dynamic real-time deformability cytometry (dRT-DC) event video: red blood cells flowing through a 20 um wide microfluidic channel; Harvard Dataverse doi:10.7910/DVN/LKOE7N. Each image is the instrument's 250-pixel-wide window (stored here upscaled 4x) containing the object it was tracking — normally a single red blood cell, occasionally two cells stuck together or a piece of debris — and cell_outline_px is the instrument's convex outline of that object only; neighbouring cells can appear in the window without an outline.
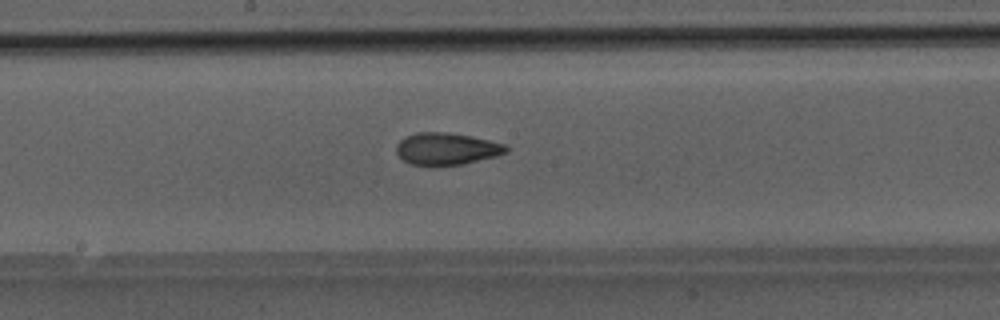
{"species": "Egyptian fruit bat (a non-hibernating species)", "species_latin": "Rousettus aegyptiacus", "temperature_condition": "room temperature", "stored_images_in_passage": 38, "segment_of_instrument_passage": [1, 2], "camera_frame_rate_fps": 3000, "um_per_image_px": 0.085, "animal": {"sex": "male"}, "frame": {"image": 1, "passage_image": 15, "time_ms": 4.667, "image_size_px": [1000, 320], "cell_outline_px": [[508, 152], [496, 156], [464, 164], [412, 164], [404, 160], [396, 152], [396, 144], [404, 136], [416, 132], [448, 132], [472, 136], [504, 144], [508, 148]], "centroid_in_image_um": [37.96, 12.62], "position_along_channel_um": 210.2, "area_um2": 20.29}}
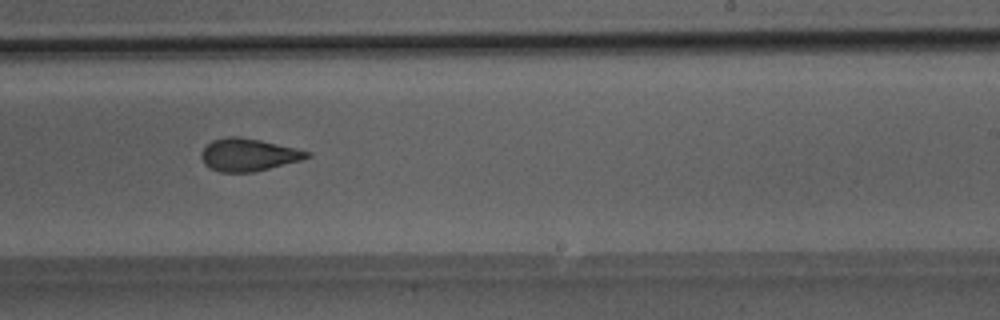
{"frame": {"image": 2, "passage_image": 19, "time_ms": 6.0, "image_size_px": [1000, 320], "cell_outline_px": [[312, 156], [300, 160], [252, 172], [220, 172], [208, 168], [204, 164], [200, 156], [204, 148], [212, 140], [224, 136], [240, 136], [260, 140], [296, 148], [312, 152]], "centroid_in_image_um": [21.09, 13.14], "position_along_channel_um": 267.9, "area_um2": 20.06}}
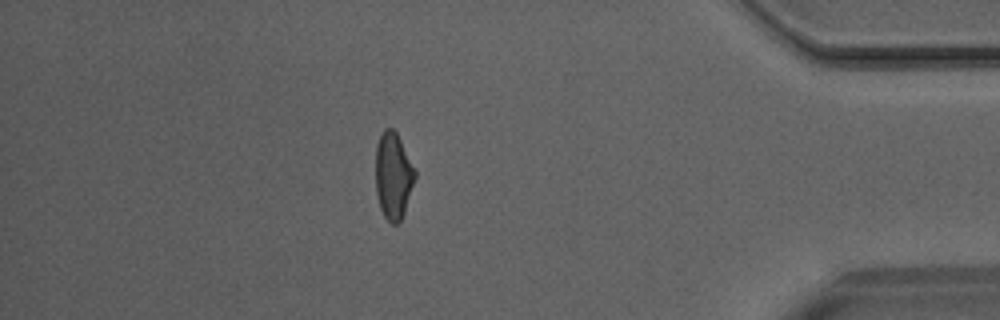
{"frame": {"image": 3, "passage_image": 31, "time_ms": 10.0, "image_size_px": [1000, 320], "cell_outline_px": [[416, 176], [404, 212], [400, 220], [396, 224], [392, 224], [384, 216], [380, 208], [376, 192], [376, 144], [384, 128], [392, 128], [396, 132], [416, 172]], "centroid_in_image_um": [33.41, 14.93], "position_along_channel_um": 401.8, "area_um2": 19.59}}